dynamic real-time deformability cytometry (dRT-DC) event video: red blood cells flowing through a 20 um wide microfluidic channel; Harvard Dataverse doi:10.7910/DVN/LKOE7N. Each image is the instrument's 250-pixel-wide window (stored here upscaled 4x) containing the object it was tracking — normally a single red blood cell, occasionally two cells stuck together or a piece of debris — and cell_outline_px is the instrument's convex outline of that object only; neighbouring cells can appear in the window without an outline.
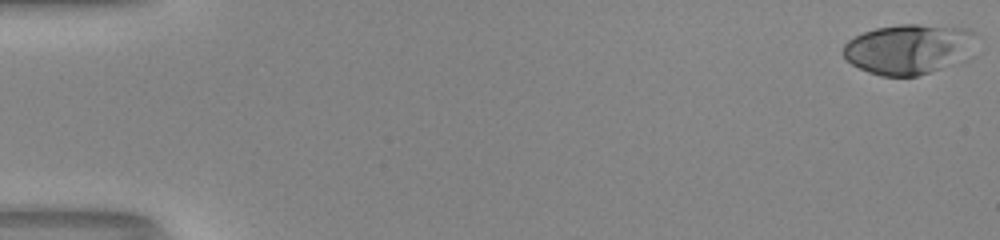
{"species": "human", "species_latin": "Homo sapiens", "temperature_condition": "room temperature", "stored_images_in_passage": 52, "camera_frame_rate_fps": 3000, "um_per_image_px": 0.085, "donor": {"sex": "male"}, "frame": {"image": 1, "passage_image": 1, "time_ms": 0.0, "image_size_px": [1000, 240], "cell_outline_px": [[972, 32], [940, 68], [916, 76], [880, 76], [868, 72], [852, 64], [840, 52], [844, 44], [848, 40], [864, 32], [876, 28], [900, 24], [916, 24], [968, 28]], "centroid_in_image_um": [76.85, 4.15], "position_along_channel_um": 8.2, "area_um2": 35.84}}
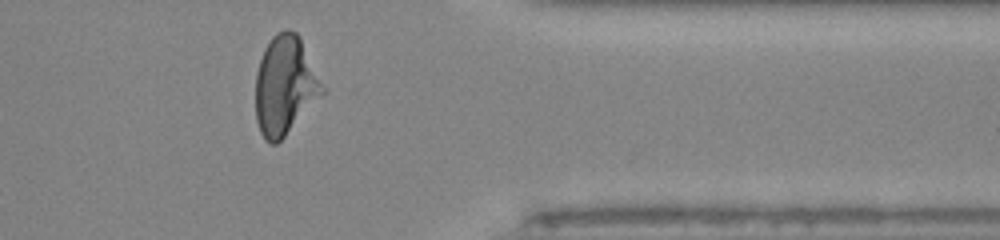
{"frame": {"image": 2, "passage_image": 43, "time_ms": 14.0, "image_size_px": [1000, 240], "cell_outline_px": [[324, 92], [284, 136], [276, 144], [272, 144], [264, 140], [260, 132], [256, 120], [256, 72], [264, 48], [272, 36], [276, 32], [284, 28], [288, 28], [296, 32], [300, 36], [324, 88]], "centroid_in_image_um": [24.19, 7.23], "position_along_channel_um": 387.2, "area_um2": 38.09}}
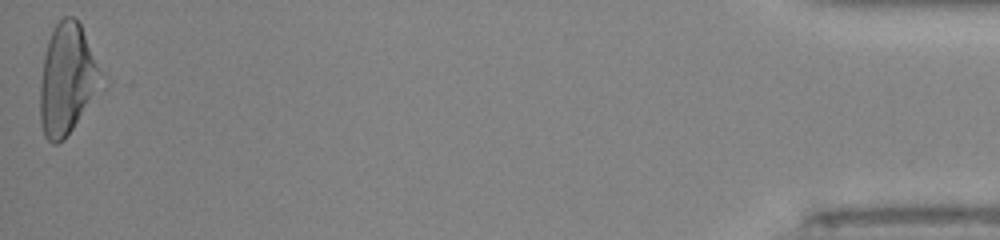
{"frame": {"image": 3, "passage_image": 52, "time_ms": 17.0, "image_size_px": [1000, 240], "cell_outline_px": [[100, 72], [72, 128], [64, 140], [56, 144], [52, 144], [44, 136], [40, 124], [40, 84], [44, 56], [48, 40], [52, 28], [64, 16], [72, 16], [80, 24]], "centroid_in_image_um": [5.55, 6.7], "position_along_channel_um": 429.6, "area_um2": 36.88}, "authors_computed_cell_mechanics": {"area_um2": 36.4429, "velocity_mm_per_s": 4.1402, "shape_relaxation_time_tau1_ms": 4.3518, "shape_relaxation_time_tau2_ms": null, "deformation_change_tau1": 0.2204, "deformation_change_tau2": null}}